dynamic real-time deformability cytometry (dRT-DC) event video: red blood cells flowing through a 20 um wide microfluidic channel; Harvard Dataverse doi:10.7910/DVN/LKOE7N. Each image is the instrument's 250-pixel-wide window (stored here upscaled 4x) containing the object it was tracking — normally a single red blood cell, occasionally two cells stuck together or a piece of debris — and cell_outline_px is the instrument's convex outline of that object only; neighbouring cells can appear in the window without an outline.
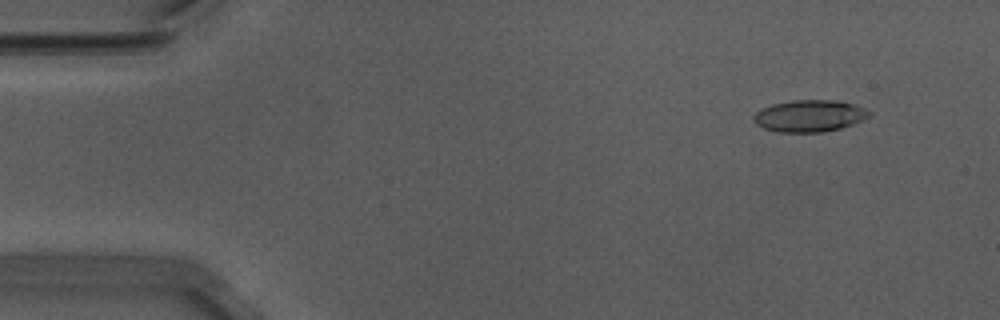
{"species": "Egyptian fruit bat (a non-hibernating species)", "species_latin": "Rousettus aegyptiacus", "temperature_condition": "warm", "stored_images_in_passage": 14, "camera_frame_rate_fps": 3000, "um_per_image_px": 0.085, "animal": {"sex": "male"}, "frame": {"image": 1, "passage_image": 5, "time_ms": 1.333, "image_size_px": [1000, 320], "cell_outline_px": [[872, 116], [864, 120], [840, 128], [820, 132], [780, 132], [764, 128], [756, 124], [752, 120], [752, 116], [760, 108], [772, 104], [792, 100], [836, 100], [856, 104], [872, 112]], "centroid_in_image_um": [68.82, 9.84], "position_along_channel_um": 16.2, "area_um2": 21.68}}